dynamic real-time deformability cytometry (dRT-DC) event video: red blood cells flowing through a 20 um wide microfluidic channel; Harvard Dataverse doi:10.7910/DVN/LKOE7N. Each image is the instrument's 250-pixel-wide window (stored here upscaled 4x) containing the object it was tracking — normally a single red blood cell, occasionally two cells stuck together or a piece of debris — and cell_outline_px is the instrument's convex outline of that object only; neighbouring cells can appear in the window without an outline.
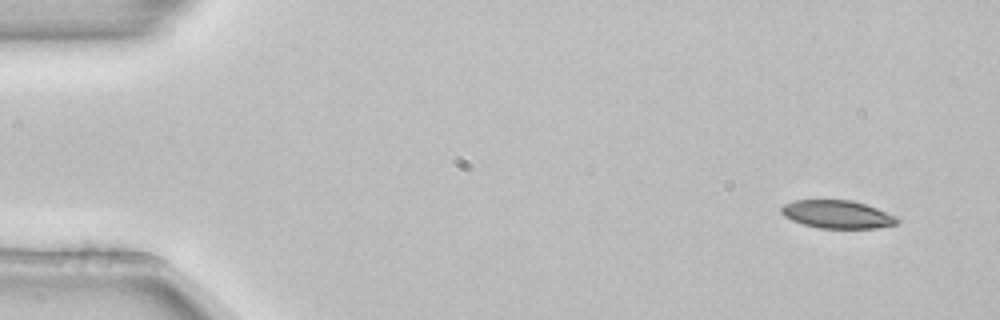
{"species": "common noctule bat (a hibernating species)", "species_latin": "Nyctalus noctula", "temperature_condition": "room temperature", "stored_images_in_passage": 4, "camera_frame_rate_fps": 3000, "um_per_image_px": 0.085, "animal": {"sex": "female", "body_mass_g": 22.7, "forearm_length_mm": 54.2}, "frame": {"image": 1, "passage_image": 1, "time_ms": 0.0, "image_size_px": [1000, 320], "cell_outline_px": [[900, 220], [896, 224], [880, 228], [820, 228], [804, 224], [792, 220], [784, 216], [780, 212], [780, 208], [784, 204], [792, 200], [852, 200], [876, 208], [896, 216]], "centroid_in_image_um": [71.16, 18.22], "position_along_channel_um": 13.8, "area_um2": 18.9}}
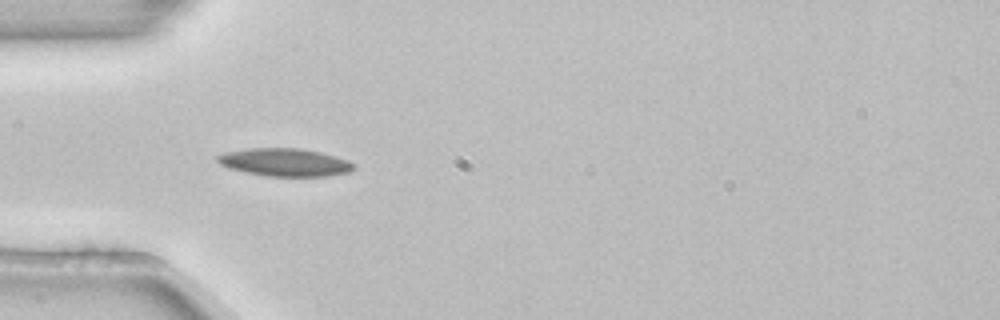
{"frame": {"image": 2, "passage_image": 4, "time_ms": 1.0, "image_size_px": [1000, 320], "cell_outline_px": [[356, 168], [348, 172], [328, 176], [264, 176], [228, 168], [220, 164], [216, 160], [216, 156], [224, 152], [244, 148], [300, 148], [320, 152], [336, 156], [348, 160], [356, 164]], "centroid_in_image_um": [24.2, 13.79], "position_along_channel_um": 60.8, "area_um2": 22.37}}